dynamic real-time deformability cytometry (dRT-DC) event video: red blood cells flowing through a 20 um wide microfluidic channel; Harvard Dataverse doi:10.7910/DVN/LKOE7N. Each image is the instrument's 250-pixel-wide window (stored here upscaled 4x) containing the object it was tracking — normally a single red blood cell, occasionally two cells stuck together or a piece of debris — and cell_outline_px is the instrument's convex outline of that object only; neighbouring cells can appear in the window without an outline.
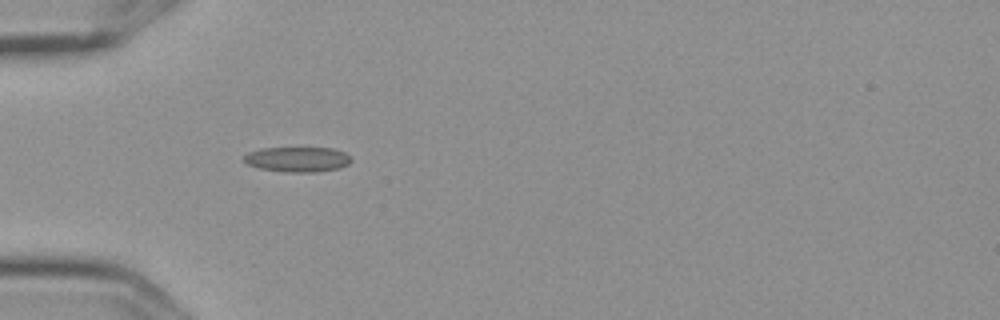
{"species": "Egyptian fruit bat (a non-hibernating species)", "species_latin": "Rousettus aegyptiacus", "temperature_condition": "cold", "stored_images_in_passage": 1, "camera_frame_rate_fps": 3000, "um_per_image_px": 0.085, "frame": {"image": 1, "passage_image": 1, "time_ms": 0.0, "image_size_px": [1000, 320], "cell_outline_px": [[352, 160], [348, 164], [340, 168], [316, 172], [284, 172], [260, 168], [248, 164], [240, 156], [248, 152], [260, 148], [332, 148], [344, 152]], "centroid_in_image_um": [25.25, 13.54], "position_along_channel_um": 59.7, "area_um2": 15.72}}